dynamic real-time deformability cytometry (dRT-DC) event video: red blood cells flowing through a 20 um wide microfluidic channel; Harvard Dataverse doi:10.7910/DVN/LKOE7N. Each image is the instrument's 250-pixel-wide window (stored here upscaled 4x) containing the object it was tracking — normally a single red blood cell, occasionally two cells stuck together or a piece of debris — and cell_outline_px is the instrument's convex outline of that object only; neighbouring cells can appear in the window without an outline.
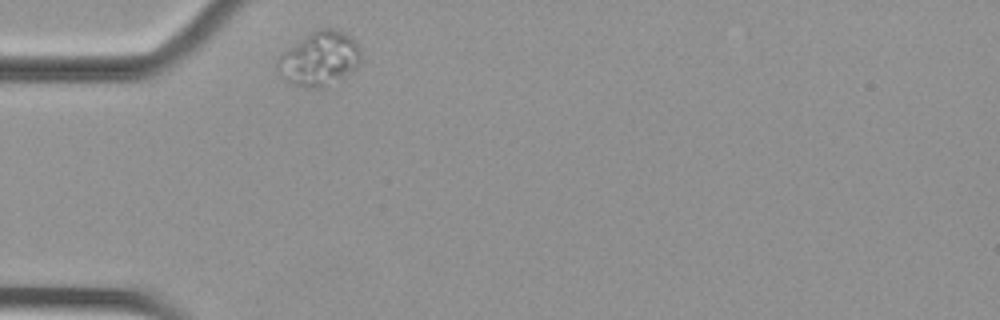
{"species": "Egyptian fruit bat (a non-hibernating species)", "species_latin": "Rousettus aegyptiacus", "temperature_condition": "cold", "stored_images_in_passage": 25, "camera_frame_rate_fps": 3000, "um_per_image_px": 0.085, "animal": {"sex": "female"}, "frame": {"image": 1, "passage_image": 1, "time_ms": 0.0, "image_size_px": [1000, 320], "cell_outline_px": [[360, 64], [356, 68], [344, 76], [324, 88], [308, 88], [296, 84], [280, 76], [276, 68], [276, 60], [284, 52], [316, 28], [336, 28], [344, 32], [360, 48]], "centroid_in_image_um": [27.15, 4.99], "position_along_channel_um": 57.8, "area_um2": 26.07}}
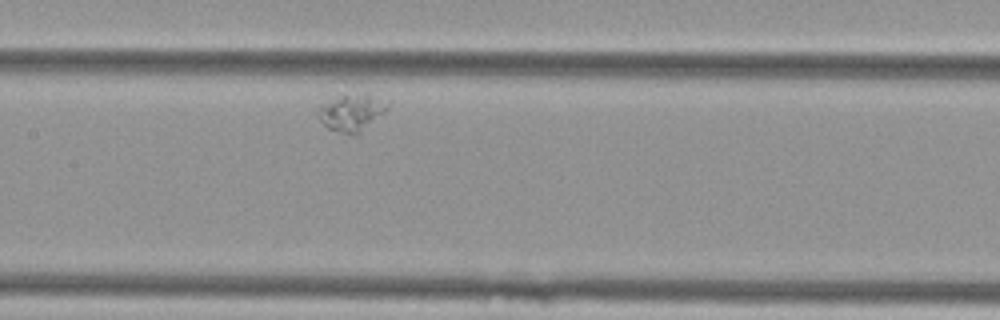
{"frame": {"image": 2, "passage_image": 14, "time_ms": 4.333, "image_size_px": [1000, 320], "cell_outline_px": [[388, 108], [384, 112], [352, 136], [328, 128], [320, 120], [320, 104], [336, 96], [364, 92], [368, 92], [388, 104]], "centroid_in_image_um": [29.86, 9.52], "position_along_channel_um": 177.5, "area_um2": 14.51}}
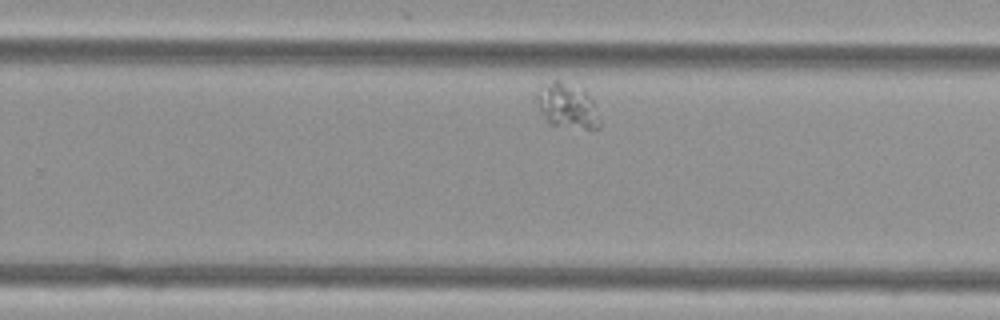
{"frame": {"image": 3, "passage_image": 24, "time_ms": 7.667, "image_size_px": [1000, 320], "cell_outline_px": [[600, 128], [584, 128], [548, 124], [544, 120], [536, 100], [536, 92], [540, 88], [552, 80], [560, 80], [584, 88], [592, 100], [600, 120]], "centroid_in_image_um": [48.2, 8.97], "position_along_channel_um": 281.6, "area_um2": 16.59}}